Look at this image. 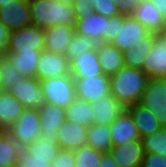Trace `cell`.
Returning <instances> with one entry per match:
<instances>
[{"instance_id": "obj_2", "label": "cell", "mask_w": 166, "mask_h": 167, "mask_svg": "<svg viewBox=\"0 0 166 167\" xmlns=\"http://www.w3.org/2000/svg\"><path fill=\"white\" fill-rule=\"evenodd\" d=\"M32 25L46 30L55 25L75 26L77 21L71 4L59 0H28Z\"/></svg>"}, {"instance_id": "obj_25", "label": "cell", "mask_w": 166, "mask_h": 167, "mask_svg": "<svg viewBox=\"0 0 166 167\" xmlns=\"http://www.w3.org/2000/svg\"><path fill=\"white\" fill-rule=\"evenodd\" d=\"M25 110L24 106L9 91H0V126L5 130Z\"/></svg>"}, {"instance_id": "obj_33", "label": "cell", "mask_w": 166, "mask_h": 167, "mask_svg": "<svg viewBox=\"0 0 166 167\" xmlns=\"http://www.w3.org/2000/svg\"><path fill=\"white\" fill-rule=\"evenodd\" d=\"M153 45H138L129 47L123 52L124 66L142 69L145 57L150 52Z\"/></svg>"}, {"instance_id": "obj_28", "label": "cell", "mask_w": 166, "mask_h": 167, "mask_svg": "<svg viewBox=\"0 0 166 167\" xmlns=\"http://www.w3.org/2000/svg\"><path fill=\"white\" fill-rule=\"evenodd\" d=\"M110 125L92 124L87 128L86 145L100 152H109L112 147Z\"/></svg>"}, {"instance_id": "obj_6", "label": "cell", "mask_w": 166, "mask_h": 167, "mask_svg": "<svg viewBox=\"0 0 166 167\" xmlns=\"http://www.w3.org/2000/svg\"><path fill=\"white\" fill-rule=\"evenodd\" d=\"M166 128V78L149 79L139 102Z\"/></svg>"}, {"instance_id": "obj_34", "label": "cell", "mask_w": 166, "mask_h": 167, "mask_svg": "<svg viewBox=\"0 0 166 167\" xmlns=\"http://www.w3.org/2000/svg\"><path fill=\"white\" fill-rule=\"evenodd\" d=\"M0 75L2 91H9L18 81H21L24 78V76H22L4 56L0 61Z\"/></svg>"}, {"instance_id": "obj_39", "label": "cell", "mask_w": 166, "mask_h": 167, "mask_svg": "<svg viewBox=\"0 0 166 167\" xmlns=\"http://www.w3.org/2000/svg\"><path fill=\"white\" fill-rule=\"evenodd\" d=\"M140 167H166V157L144 152Z\"/></svg>"}, {"instance_id": "obj_29", "label": "cell", "mask_w": 166, "mask_h": 167, "mask_svg": "<svg viewBox=\"0 0 166 167\" xmlns=\"http://www.w3.org/2000/svg\"><path fill=\"white\" fill-rule=\"evenodd\" d=\"M20 149L19 144L5 131L0 137V167L15 166Z\"/></svg>"}, {"instance_id": "obj_24", "label": "cell", "mask_w": 166, "mask_h": 167, "mask_svg": "<svg viewBox=\"0 0 166 167\" xmlns=\"http://www.w3.org/2000/svg\"><path fill=\"white\" fill-rule=\"evenodd\" d=\"M42 52H6L4 57L24 77H35Z\"/></svg>"}, {"instance_id": "obj_49", "label": "cell", "mask_w": 166, "mask_h": 167, "mask_svg": "<svg viewBox=\"0 0 166 167\" xmlns=\"http://www.w3.org/2000/svg\"><path fill=\"white\" fill-rule=\"evenodd\" d=\"M0 91H2V81H1V75H0Z\"/></svg>"}, {"instance_id": "obj_48", "label": "cell", "mask_w": 166, "mask_h": 167, "mask_svg": "<svg viewBox=\"0 0 166 167\" xmlns=\"http://www.w3.org/2000/svg\"><path fill=\"white\" fill-rule=\"evenodd\" d=\"M6 130L0 126V137L2 136V134L5 132Z\"/></svg>"}, {"instance_id": "obj_17", "label": "cell", "mask_w": 166, "mask_h": 167, "mask_svg": "<svg viewBox=\"0 0 166 167\" xmlns=\"http://www.w3.org/2000/svg\"><path fill=\"white\" fill-rule=\"evenodd\" d=\"M75 34V26L55 25L44 30V50L65 55Z\"/></svg>"}, {"instance_id": "obj_16", "label": "cell", "mask_w": 166, "mask_h": 167, "mask_svg": "<svg viewBox=\"0 0 166 167\" xmlns=\"http://www.w3.org/2000/svg\"><path fill=\"white\" fill-rule=\"evenodd\" d=\"M86 139L87 127L66 120L58 129L55 141L60 149L75 150L86 145Z\"/></svg>"}, {"instance_id": "obj_15", "label": "cell", "mask_w": 166, "mask_h": 167, "mask_svg": "<svg viewBox=\"0 0 166 167\" xmlns=\"http://www.w3.org/2000/svg\"><path fill=\"white\" fill-rule=\"evenodd\" d=\"M110 135L112 146L141 139L136 124L126 109L110 124Z\"/></svg>"}, {"instance_id": "obj_20", "label": "cell", "mask_w": 166, "mask_h": 167, "mask_svg": "<svg viewBox=\"0 0 166 167\" xmlns=\"http://www.w3.org/2000/svg\"><path fill=\"white\" fill-rule=\"evenodd\" d=\"M70 71L73 78H88L103 74L96 49L82 51L70 61Z\"/></svg>"}, {"instance_id": "obj_7", "label": "cell", "mask_w": 166, "mask_h": 167, "mask_svg": "<svg viewBox=\"0 0 166 167\" xmlns=\"http://www.w3.org/2000/svg\"><path fill=\"white\" fill-rule=\"evenodd\" d=\"M44 48V30L30 25L10 33L6 52H42Z\"/></svg>"}, {"instance_id": "obj_5", "label": "cell", "mask_w": 166, "mask_h": 167, "mask_svg": "<svg viewBox=\"0 0 166 167\" xmlns=\"http://www.w3.org/2000/svg\"><path fill=\"white\" fill-rule=\"evenodd\" d=\"M6 132L21 148L30 145L42 134L39 108L25 109Z\"/></svg>"}, {"instance_id": "obj_1", "label": "cell", "mask_w": 166, "mask_h": 167, "mask_svg": "<svg viewBox=\"0 0 166 167\" xmlns=\"http://www.w3.org/2000/svg\"><path fill=\"white\" fill-rule=\"evenodd\" d=\"M148 80L142 69L123 66L110 77V94L125 107L139 103Z\"/></svg>"}, {"instance_id": "obj_27", "label": "cell", "mask_w": 166, "mask_h": 167, "mask_svg": "<svg viewBox=\"0 0 166 167\" xmlns=\"http://www.w3.org/2000/svg\"><path fill=\"white\" fill-rule=\"evenodd\" d=\"M94 111L91 109L89 102L76 98L65 109L66 120L72 123H78L85 127L93 124Z\"/></svg>"}, {"instance_id": "obj_13", "label": "cell", "mask_w": 166, "mask_h": 167, "mask_svg": "<svg viewBox=\"0 0 166 167\" xmlns=\"http://www.w3.org/2000/svg\"><path fill=\"white\" fill-rule=\"evenodd\" d=\"M142 70L149 79L166 78V46L154 33V43L145 57Z\"/></svg>"}, {"instance_id": "obj_3", "label": "cell", "mask_w": 166, "mask_h": 167, "mask_svg": "<svg viewBox=\"0 0 166 167\" xmlns=\"http://www.w3.org/2000/svg\"><path fill=\"white\" fill-rule=\"evenodd\" d=\"M154 33L150 32L141 22L132 15H117V29L111 44L120 51L138 45H153Z\"/></svg>"}, {"instance_id": "obj_19", "label": "cell", "mask_w": 166, "mask_h": 167, "mask_svg": "<svg viewBox=\"0 0 166 167\" xmlns=\"http://www.w3.org/2000/svg\"><path fill=\"white\" fill-rule=\"evenodd\" d=\"M42 135L55 140L58 129L66 121L65 109L43 103L39 106Z\"/></svg>"}, {"instance_id": "obj_45", "label": "cell", "mask_w": 166, "mask_h": 167, "mask_svg": "<svg viewBox=\"0 0 166 167\" xmlns=\"http://www.w3.org/2000/svg\"><path fill=\"white\" fill-rule=\"evenodd\" d=\"M157 35L163 40L166 46V27L161 32L157 33Z\"/></svg>"}, {"instance_id": "obj_23", "label": "cell", "mask_w": 166, "mask_h": 167, "mask_svg": "<svg viewBox=\"0 0 166 167\" xmlns=\"http://www.w3.org/2000/svg\"><path fill=\"white\" fill-rule=\"evenodd\" d=\"M126 110L135 122L141 138L152 135L162 128L157 117L141 104L129 105L126 107Z\"/></svg>"}, {"instance_id": "obj_26", "label": "cell", "mask_w": 166, "mask_h": 167, "mask_svg": "<svg viewBox=\"0 0 166 167\" xmlns=\"http://www.w3.org/2000/svg\"><path fill=\"white\" fill-rule=\"evenodd\" d=\"M24 148L29 155L33 156V159L47 160L49 163H52L60 150L55 140L49 139L42 134L34 142Z\"/></svg>"}, {"instance_id": "obj_36", "label": "cell", "mask_w": 166, "mask_h": 167, "mask_svg": "<svg viewBox=\"0 0 166 167\" xmlns=\"http://www.w3.org/2000/svg\"><path fill=\"white\" fill-rule=\"evenodd\" d=\"M91 1L95 13L107 17L120 15L118 6L112 0H91Z\"/></svg>"}, {"instance_id": "obj_32", "label": "cell", "mask_w": 166, "mask_h": 167, "mask_svg": "<svg viewBox=\"0 0 166 167\" xmlns=\"http://www.w3.org/2000/svg\"><path fill=\"white\" fill-rule=\"evenodd\" d=\"M97 47V42L89 37L75 33L72 37L71 42L68 45V49L65 53L68 61L70 62L76 56L81 54L83 51L94 50Z\"/></svg>"}, {"instance_id": "obj_38", "label": "cell", "mask_w": 166, "mask_h": 167, "mask_svg": "<svg viewBox=\"0 0 166 167\" xmlns=\"http://www.w3.org/2000/svg\"><path fill=\"white\" fill-rule=\"evenodd\" d=\"M91 0H75L72 7L75 11L76 18H83L94 12L93 4Z\"/></svg>"}, {"instance_id": "obj_8", "label": "cell", "mask_w": 166, "mask_h": 167, "mask_svg": "<svg viewBox=\"0 0 166 167\" xmlns=\"http://www.w3.org/2000/svg\"><path fill=\"white\" fill-rule=\"evenodd\" d=\"M76 98L92 102L110 94V76L98 74L88 78H74Z\"/></svg>"}, {"instance_id": "obj_4", "label": "cell", "mask_w": 166, "mask_h": 167, "mask_svg": "<svg viewBox=\"0 0 166 167\" xmlns=\"http://www.w3.org/2000/svg\"><path fill=\"white\" fill-rule=\"evenodd\" d=\"M43 103L66 107L76 99L74 78L71 75L52 77L40 81Z\"/></svg>"}, {"instance_id": "obj_42", "label": "cell", "mask_w": 166, "mask_h": 167, "mask_svg": "<svg viewBox=\"0 0 166 167\" xmlns=\"http://www.w3.org/2000/svg\"><path fill=\"white\" fill-rule=\"evenodd\" d=\"M99 167H119L110 152H103Z\"/></svg>"}, {"instance_id": "obj_41", "label": "cell", "mask_w": 166, "mask_h": 167, "mask_svg": "<svg viewBox=\"0 0 166 167\" xmlns=\"http://www.w3.org/2000/svg\"><path fill=\"white\" fill-rule=\"evenodd\" d=\"M10 33V30L0 21V54L3 56L6 54Z\"/></svg>"}, {"instance_id": "obj_43", "label": "cell", "mask_w": 166, "mask_h": 167, "mask_svg": "<svg viewBox=\"0 0 166 167\" xmlns=\"http://www.w3.org/2000/svg\"><path fill=\"white\" fill-rule=\"evenodd\" d=\"M117 29V15L109 17V43L112 42Z\"/></svg>"}, {"instance_id": "obj_10", "label": "cell", "mask_w": 166, "mask_h": 167, "mask_svg": "<svg viewBox=\"0 0 166 167\" xmlns=\"http://www.w3.org/2000/svg\"><path fill=\"white\" fill-rule=\"evenodd\" d=\"M75 33L84 35L97 43H109V17L93 12L77 19Z\"/></svg>"}, {"instance_id": "obj_21", "label": "cell", "mask_w": 166, "mask_h": 167, "mask_svg": "<svg viewBox=\"0 0 166 167\" xmlns=\"http://www.w3.org/2000/svg\"><path fill=\"white\" fill-rule=\"evenodd\" d=\"M132 16L156 34L166 27L164 15L151 0H141Z\"/></svg>"}, {"instance_id": "obj_35", "label": "cell", "mask_w": 166, "mask_h": 167, "mask_svg": "<svg viewBox=\"0 0 166 167\" xmlns=\"http://www.w3.org/2000/svg\"><path fill=\"white\" fill-rule=\"evenodd\" d=\"M16 167H51V163L47 160L33 159L27 150L23 147L19 150Z\"/></svg>"}, {"instance_id": "obj_47", "label": "cell", "mask_w": 166, "mask_h": 167, "mask_svg": "<svg viewBox=\"0 0 166 167\" xmlns=\"http://www.w3.org/2000/svg\"><path fill=\"white\" fill-rule=\"evenodd\" d=\"M61 3H65V4H73V2L75 1V0H59Z\"/></svg>"}, {"instance_id": "obj_46", "label": "cell", "mask_w": 166, "mask_h": 167, "mask_svg": "<svg viewBox=\"0 0 166 167\" xmlns=\"http://www.w3.org/2000/svg\"><path fill=\"white\" fill-rule=\"evenodd\" d=\"M14 0H0V7L5 6V4H8L9 2H12Z\"/></svg>"}, {"instance_id": "obj_12", "label": "cell", "mask_w": 166, "mask_h": 167, "mask_svg": "<svg viewBox=\"0 0 166 167\" xmlns=\"http://www.w3.org/2000/svg\"><path fill=\"white\" fill-rule=\"evenodd\" d=\"M9 92L25 109L39 108L43 104L41 84L35 77H24Z\"/></svg>"}, {"instance_id": "obj_31", "label": "cell", "mask_w": 166, "mask_h": 167, "mask_svg": "<svg viewBox=\"0 0 166 167\" xmlns=\"http://www.w3.org/2000/svg\"><path fill=\"white\" fill-rule=\"evenodd\" d=\"M140 140L145 153H157L166 157V128H161Z\"/></svg>"}, {"instance_id": "obj_44", "label": "cell", "mask_w": 166, "mask_h": 167, "mask_svg": "<svg viewBox=\"0 0 166 167\" xmlns=\"http://www.w3.org/2000/svg\"><path fill=\"white\" fill-rule=\"evenodd\" d=\"M151 1L165 16L166 15V0H151Z\"/></svg>"}, {"instance_id": "obj_22", "label": "cell", "mask_w": 166, "mask_h": 167, "mask_svg": "<svg viewBox=\"0 0 166 167\" xmlns=\"http://www.w3.org/2000/svg\"><path fill=\"white\" fill-rule=\"evenodd\" d=\"M96 52L103 74L113 76L124 66L123 51L111 43H97Z\"/></svg>"}, {"instance_id": "obj_37", "label": "cell", "mask_w": 166, "mask_h": 167, "mask_svg": "<svg viewBox=\"0 0 166 167\" xmlns=\"http://www.w3.org/2000/svg\"><path fill=\"white\" fill-rule=\"evenodd\" d=\"M73 150L60 149L51 163V167H75Z\"/></svg>"}, {"instance_id": "obj_40", "label": "cell", "mask_w": 166, "mask_h": 167, "mask_svg": "<svg viewBox=\"0 0 166 167\" xmlns=\"http://www.w3.org/2000/svg\"><path fill=\"white\" fill-rule=\"evenodd\" d=\"M119 8L120 15H132L141 0H112Z\"/></svg>"}, {"instance_id": "obj_9", "label": "cell", "mask_w": 166, "mask_h": 167, "mask_svg": "<svg viewBox=\"0 0 166 167\" xmlns=\"http://www.w3.org/2000/svg\"><path fill=\"white\" fill-rule=\"evenodd\" d=\"M0 21L10 32L32 25L28 0H14L1 6Z\"/></svg>"}, {"instance_id": "obj_18", "label": "cell", "mask_w": 166, "mask_h": 167, "mask_svg": "<svg viewBox=\"0 0 166 167\" xmlns=\"http://www.w3.org/2000/svg\"><path fill=\"white\" fill-rule=\"evenodd\" d=\"M109 152L119 167H140L144 154L141 140L112 146Z\"/></svg>"}, {"instance_id": "obj_11", "label": "cell", "mask_w": 166, "mask_h": 167, "mask_svg": "<svg viewBox=\"0 0 166 167\" xmlns=\"http://www.w3.org/2000/svg\"><path fill=\"white\" fill-rule=\"evenodd\" d=\"M71 75L70 62L67 57L50 51H42L37 64L36 75L39 81L52 78Z\"/></svg>"}, {"instance_id": "obj_14", "label": "cell", "mask_w": 166, "mask_h": 167, "mask_svg": "<svg viewBox=\"0 0 166 167\" xmlns=\"http://www.w3.org/2000/svg\"><path fill=\"white\" fill-rule=\"evenodd\" d=\"M94 111L92 117L95 125H110L120 116L126 107L117 101L111 94L105 95L96 101L89 102Z\"/></svg>"}, {"instance_id": "obj_30", "label": "cell", "mask_w": 166, "mask_h": 167, "mask_svg": "<svg viewBox=\"0 0 166 167\" xmlns=\"http://www.w3.org/2000/svg\"><path fill=\"white\" fill-rule=\"evenodd\" d=\"M73 152L75 167H99L103 152L88 145L80 146Z\"/></svg>"}]
</instances>
